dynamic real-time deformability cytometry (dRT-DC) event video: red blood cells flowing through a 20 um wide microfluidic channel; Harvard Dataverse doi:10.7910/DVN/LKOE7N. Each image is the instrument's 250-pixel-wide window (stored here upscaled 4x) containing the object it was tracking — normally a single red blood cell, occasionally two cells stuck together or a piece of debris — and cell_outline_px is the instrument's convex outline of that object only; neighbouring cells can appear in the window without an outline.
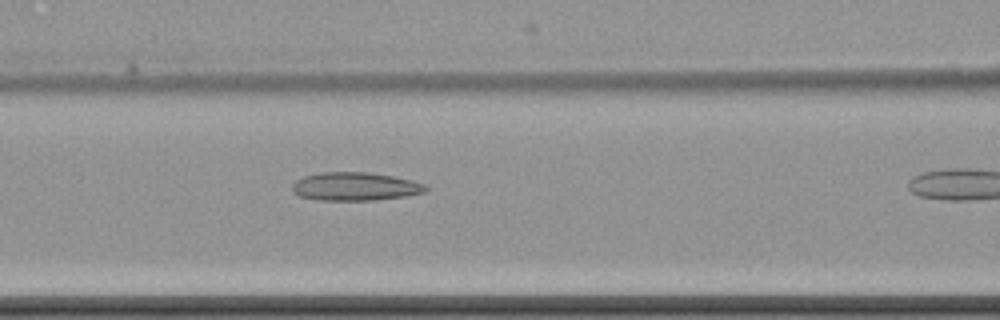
{"species": "common noctule bat (a hibernating species)", "species_latin": "Nyctalus noctula", "temperature_condition": "cold", "stored_images_in_passage": 8, "segment_of_instrument_passage": [1, 2], "camera_frame_rate_fps": 3000, "um_per_image_px": 0.085, "animal": {"sex": "female", "body_mass_g": 22.7, "forearm_length_mm": 54.2}, "frame": {"image": 1, "passage_image": 7, "time_ms": 7.333, "image_size_px": [1000, 320], "cell_outline_px": [[428, 192], [408, 196], [372, 200], [320, 200], [300, 196], [292, 192], [292, 184], [296, 180], [304, 176], [320, 172], [368, 172], [392, 176], [412, 180], [424, 184], [428, 188]], "centroid_in_image_um": [30.2, 15.85], "position_along_channel_um": 136.4, "area_um2": 22.14}}